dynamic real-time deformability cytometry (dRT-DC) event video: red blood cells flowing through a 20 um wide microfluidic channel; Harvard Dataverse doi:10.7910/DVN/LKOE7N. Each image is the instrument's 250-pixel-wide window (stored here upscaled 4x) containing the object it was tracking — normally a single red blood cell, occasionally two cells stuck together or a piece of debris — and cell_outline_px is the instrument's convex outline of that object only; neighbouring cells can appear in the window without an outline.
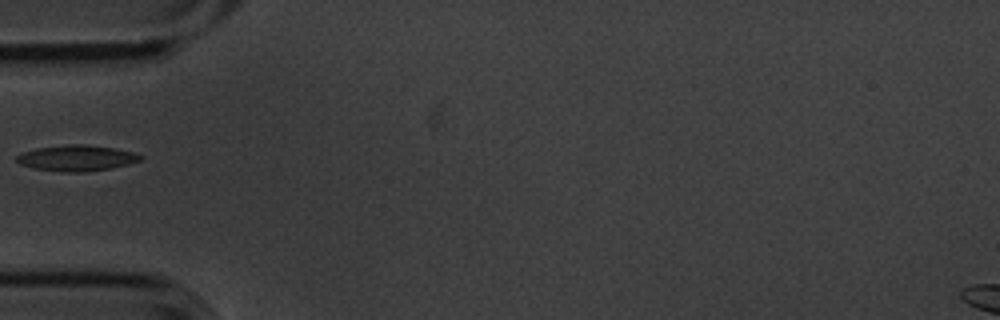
{"species": "common noctule bat (a hibernating species)", "species_latin": "Nyctalus noctula", "temperature_condition": "cold", "stored_images_in_passage": 3, "camera_frame_rate_fps": 3000, "um_per_image_px": 0.085, "animal": {"sex": "male", "body_mass_g": 20.1, "forearm_length_mm": 53.5}, "frame": {"image": 1, "passage_image": 2, "time_ms": 0.333, "image_size_px": [1000, 320], "cell_outline_px": [[144, 156], [140, 160], [128, 164], [112, 168], [84, 172], [60, 172], [36, 168], [20, 164], [16, 160], [16, 156], [24, 152], [36, 148], [64, 144], [84, 144], [116, 148], [132, 152]], "centroid_in_image_um": [6.52, 13.43], "position_along_channel_um": 78.5, "area_um2": 18.67}}
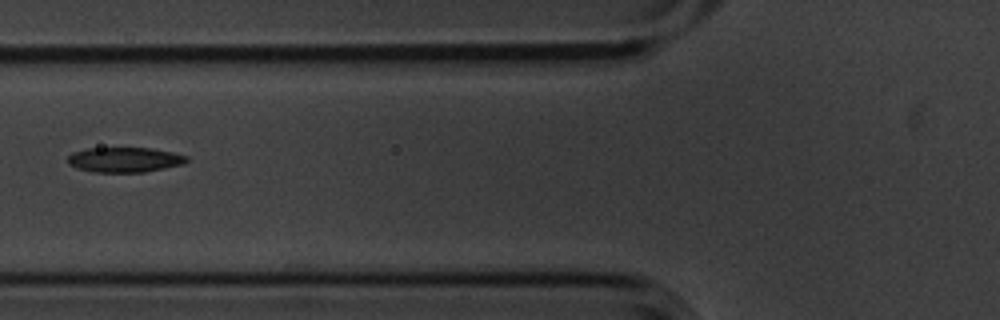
{"frame": {"image": 2, "passage_image": 3, "time_ms": 0.667, "image_size_px": [1000, 320], "cell_outline_px": [[188, 160], [184, 164], [144, 172], [92, 172], [76, 168], [68, 164], [68, 156], [72, 152], [88, 148], [152, 148], [172, 152], [188, 156]], "centroid_in_image_um": [10.58, 13.58], "position_along_channel_um": 115.2, "area_um2": 17.4}}